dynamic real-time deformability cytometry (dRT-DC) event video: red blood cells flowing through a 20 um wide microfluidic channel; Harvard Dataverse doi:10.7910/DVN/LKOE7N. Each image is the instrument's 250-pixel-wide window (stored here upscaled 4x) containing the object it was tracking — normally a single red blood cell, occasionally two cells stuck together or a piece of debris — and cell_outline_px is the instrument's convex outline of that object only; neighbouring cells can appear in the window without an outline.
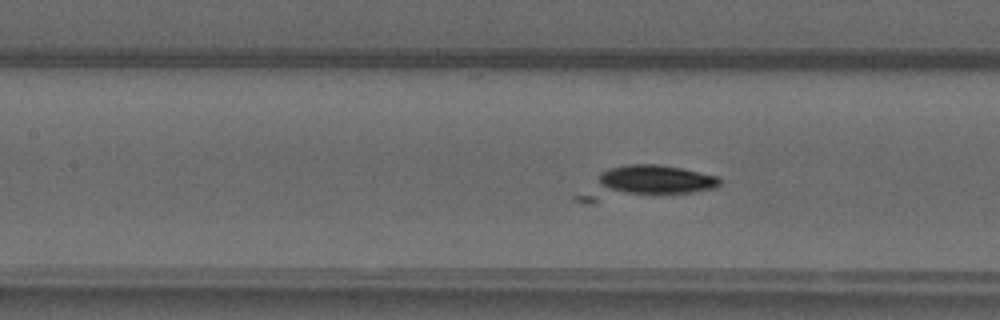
{"species": "common noctule bat (a hibernating species)", "species_latin": "Nyctalus noctula", "temperature_condition": "warm", "stored_images_in_passage": 50, "camera_frame_rate_fps": 3000, "um_per_image_px": 0.085, "animal": {"sex": "male", "forearm_length_mm": 52.5}, "frame": {"image": 1, "passage_image": 22, "time_ms": 7.0, "image_size_px": [1000, 320], "cell_outline_px": [[720, 184], [716, 188], [692, 192], [584, 204], [576, 200], [572, 196], [600, 172], [608, 168], [628, 164], [660, 164], [680, 168], [716, 176], [720, 180]], "centroid_in_image_um": [54.66, 15.56], "position_along_channel_um": 152.7, "area_um2": 27.4}}
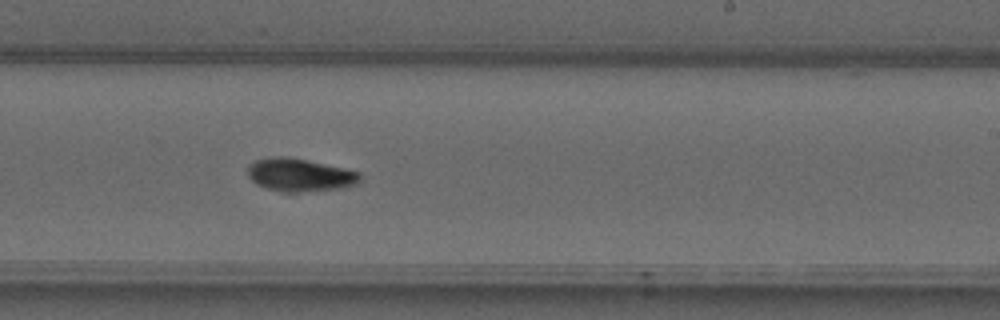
{"frame": {"image": 2, "passage_image": 30, "time_ms": 9.667, "image_size_px": [1000, 320], "cell_outline_px": [[360, 180], [356, 184], [340, 188], [300, 192], [280, 192], [256, 184], [248, 176], [248, 164], [256, 160], [280, 156], [284, 156], [344, 168], [360, 172]], "centroid_in_image_um": [25.46, 14.88], "position_along_channel_um": 263.5, "area_um2": 21.27}}
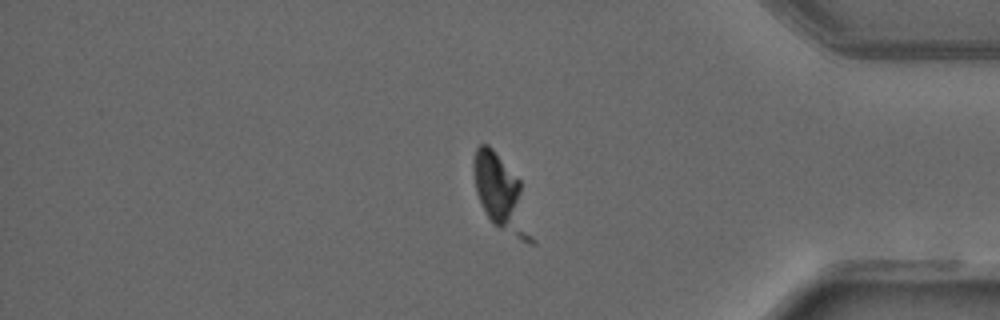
{"frame": {"image": 3, "passage_image": 41, "time_ms": 13.333, "image_size_px": [1000, 320], "cell_outline_px": [[536, 244], [528, 244], [492, 224], [476, 192], [472, 168], [472, 164], [476, 148], [480, 144], [488, 144], [492, 148], [520, 180], [536, 240]], "centroid_in_image_um": [42.64, 16.53], "position_along_channel_um": 392.6, "area_um2": 25.49}}